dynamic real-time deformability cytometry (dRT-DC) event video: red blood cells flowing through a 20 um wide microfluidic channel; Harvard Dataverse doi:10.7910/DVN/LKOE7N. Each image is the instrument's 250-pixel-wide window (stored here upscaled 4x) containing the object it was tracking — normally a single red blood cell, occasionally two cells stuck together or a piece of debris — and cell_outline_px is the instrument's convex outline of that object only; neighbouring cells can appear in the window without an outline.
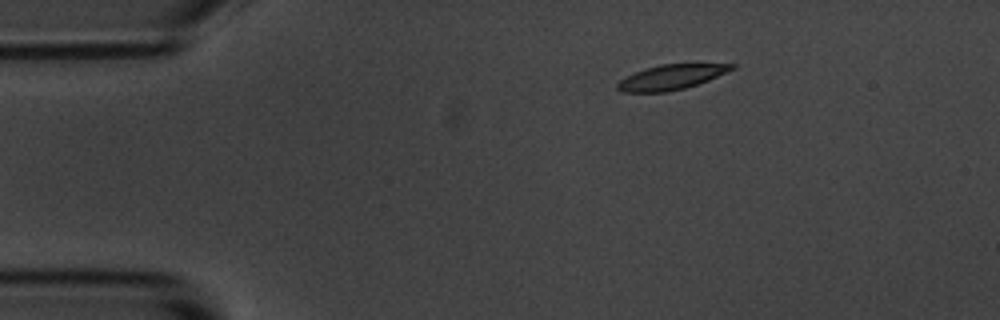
{"species": "common noctule bat (a hibernating species)", "species_latin": "Nyctalus noctula", "temperature_condition": "room temperature", "stored_images_in_passage": 2, "camera_frame_rate_fps": 3000, "um_per_image_px": 0.085, "animal": {"sex": "male", "body_mass_g": 20.1, "forearm_length_mm": 53.5}, "frame": {"image": 1, "passage_image": 2, "time_ms": 2.0, "image_size_px": [1000, 320], "cell_outline_px": [[736, 68], [708, 80], [684, 88], [668, 92], [620, 92], [616, 88], [616, 84], [620, 80], [644, 68], [660, 64], [736, 64]], "centroid_in_image_um": [57.03, 6.56], "position_along_channel_um": 28.0, "area_um2": 16.47}}